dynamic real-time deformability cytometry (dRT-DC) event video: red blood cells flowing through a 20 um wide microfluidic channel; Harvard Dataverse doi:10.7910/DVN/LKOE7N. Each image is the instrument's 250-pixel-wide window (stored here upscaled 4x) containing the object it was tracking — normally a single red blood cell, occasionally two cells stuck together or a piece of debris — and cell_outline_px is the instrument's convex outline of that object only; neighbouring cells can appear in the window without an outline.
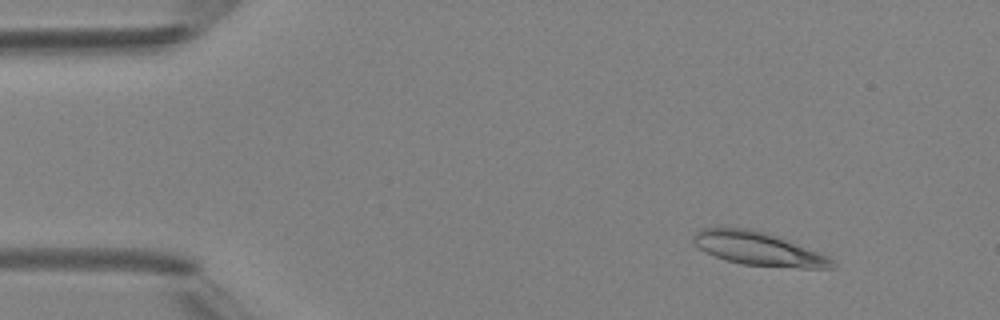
{"species": "Egyptian fruit bat (a non-hibernating species)", "species_latin": "Rousettus aegyptiacus", "temperature_condition": "room temperature", "stored_images_in_passage": 5, "camera_frame_rate_fps": 3000, "um_per_image_px": 0.085, "animal": {"sex": "female"}, "frame": {"image": 1, "passage_image": 2, "time_ms": 1.333, "image_size_px": [1000, 320], "cell_outline_px": [[836, 264], [832, 268], [800, 268], [744, 264], [728, 260], [716, 256], [700, 248], [692, 240], [696, 232], [704, 228], [748, 228], [764, 232], [776, 236], [828, 256]], "centroid_in_image_um": [64.48, 21.15], "position_along_channel_um": 20.5, "area_um2": 26.24}}
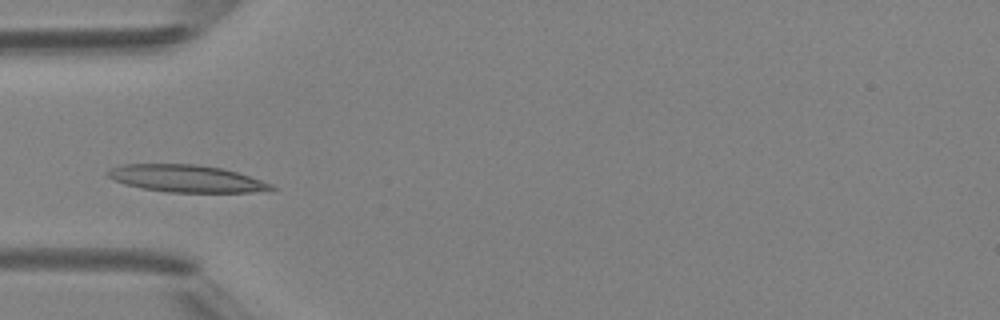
{"frame": {"image": 2, "passage_image": 5, "time_ms": 4.667, "image_size_px": [1000, 320], "cell_outline_px": [[276, 188], [248, 192], [168, 192], [144, 188], [124, 184], [108, 176], [104, 172], [120, 164], [196, 164], [220, 168], [236, 172], [272, 184]], "centroid_in_image_um": [15.77, 15.17], "position_along_channel_um": 69.2, "area_um2": 25.49}}